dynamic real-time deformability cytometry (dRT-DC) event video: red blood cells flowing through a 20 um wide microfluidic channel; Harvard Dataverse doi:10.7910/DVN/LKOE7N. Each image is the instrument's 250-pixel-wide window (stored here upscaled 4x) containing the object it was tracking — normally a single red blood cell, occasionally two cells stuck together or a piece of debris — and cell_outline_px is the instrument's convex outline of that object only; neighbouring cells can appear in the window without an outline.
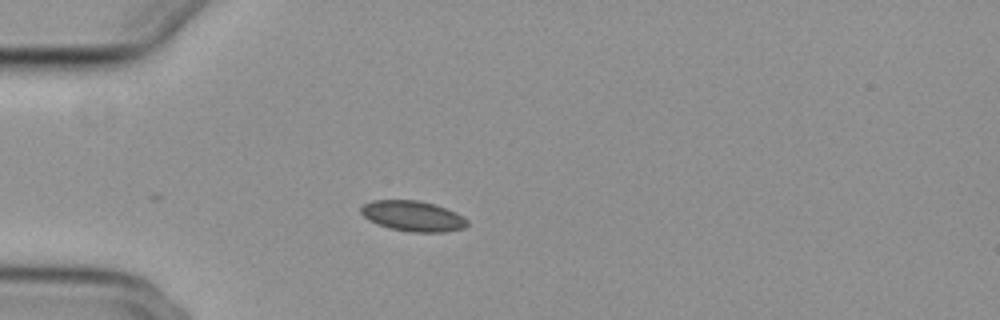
{"species": "common noctule bat (a hibernating species)", "species_latin": "Nyctalus noctula", "temperature_condition": "cold", "stored_images_in_passage": 28, "camera_frame_rate_fps": 3000, "um_per_image_px": 0.085, "animal": {"sex": "female", "body_mass_g": 29.2, "forearm_length_mm": 56.3}, "frame": {"image": 1, "passage_image": 1, "time_ms": 0.0, "image_size_px": [1000, 320], "cell_outline_px": [[468, 224], [464, 228], [444, 232], [412, 232], [388, 228], [376, 224], [368, 220], [360, 212], [360, 208], [364, 204], [372, 200], [416, 200], [436, 204], [456, 212], [464, 216], [468, 220]], "centroid_in_image_um": [35.1, 18.36], "position_along_channel_um": 49.9, "area_um2": 19.07}}
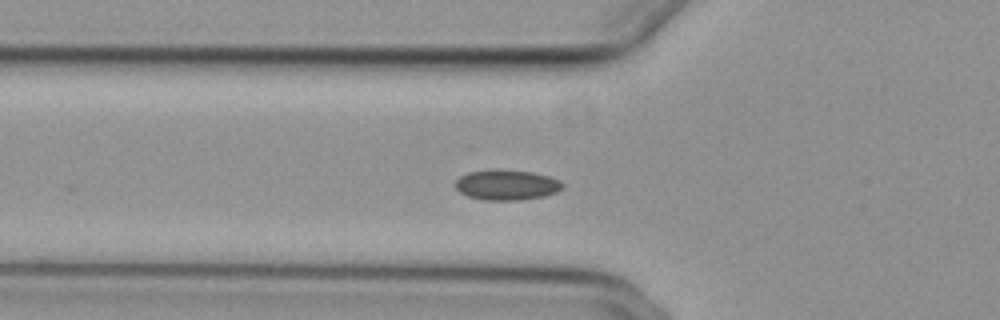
{"frame": {"image": 2, "passage_image": 5, "time_ms": 1.333, "image_size_px": [1000, 320], "cell_outline_px": [[564, 184], [556, 192], [544, 196], [520, 200], [484, 200], [468, 196], [460, 192], [456, 188], [456, 180], [460, 176], [468, 172], [492, 168], [532, 172], [548, 176], [560, 180]], "centroid_in_image_um": [43.04, 15.7], "position_along_channel_um": 82.8, "area_um2": 19.02}}
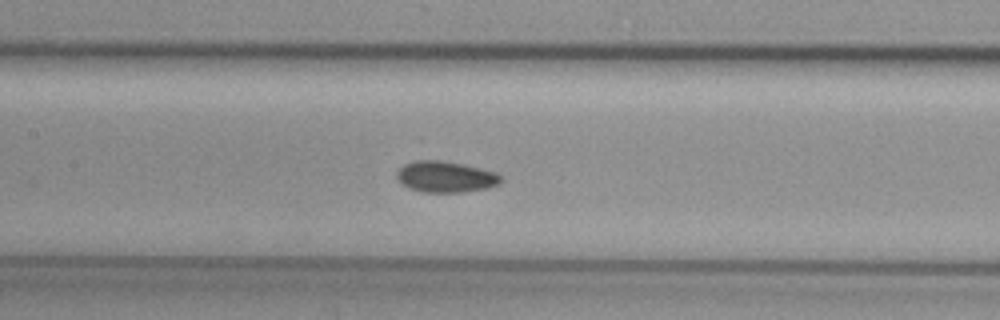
{"frame": {"image": 3, "passage_image": 12, "time_ms": 3.667, "image_size_px": [1000, 320], "cell_outline_px": [[504, 180], [500, 184], [488, 188], [460, 192], [420, 192], [408, 188], [400, 184], [396, 180], [396, 172], [404, 164], [416, 160], [440, 160], [464, 164], [496, 172]], "centroid_in_image_um": [37.85, 15.03], "position_along_channel_um": 169.6, "area_um2": 19.19}, "authors_computed_cell_mechanics": {"area_um2": 18.5538, "velocity_mm_per_s": 3.7034, "shape_relaxation_time_tau1_ms": null, "shape_relaxation_time_tau2_ms": 2.8069, "deformation_change_tau1": null, "deformation_change_tau2": 0.0496}}